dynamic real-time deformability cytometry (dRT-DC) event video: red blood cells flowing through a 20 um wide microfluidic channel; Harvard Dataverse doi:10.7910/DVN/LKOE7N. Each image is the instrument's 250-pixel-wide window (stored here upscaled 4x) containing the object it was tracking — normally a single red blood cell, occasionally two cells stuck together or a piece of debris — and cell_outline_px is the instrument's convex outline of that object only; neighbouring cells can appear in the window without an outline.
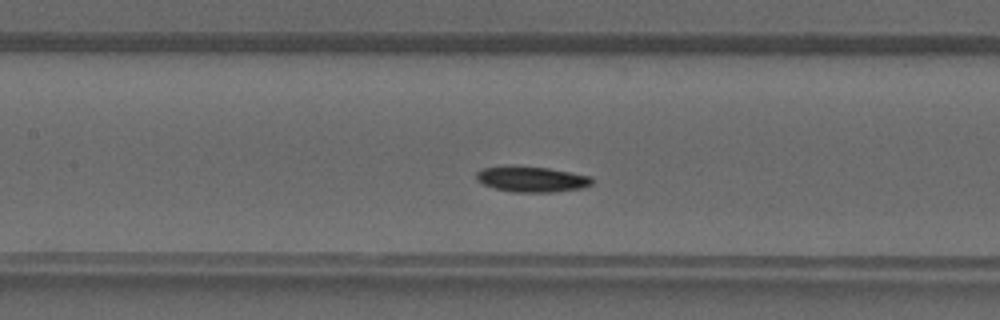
{"species": "common noctule bat (a hibernating species)", "species_latin": "Nyctalus noctula", "temperature_condition": "warm", "stored_images_in_passage": 33, "camera_frame_rate_fps": 3000, "um_per_image_px": 0.085, "animal": {"sex": "male", "forearm_length_mm": 52.5}, "frame": {"image": 1, "passage_image": 14, "time_ms": 4.333, "image_size_px": [1000, 320], "cell_outline_px": [[592, 184], [580, 188], [552, 192], [512, 192], [496, 188], [484, 184], [476, 180], [476, 172], [484, 168], [548, 168], [592, 176]], "centroid_in_image_um": [45.24, 15.26], "position_along_channel_um": 162.2, "area_um2": 16.47}}
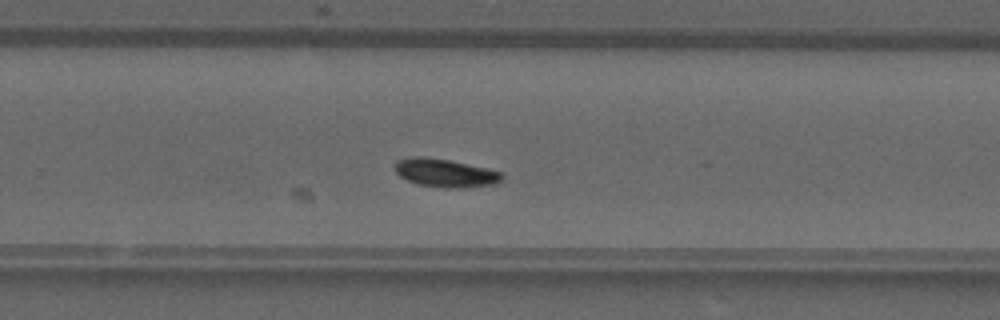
{"frame": {"image": 2, "passage_image": 22, "time_ms": 7.0, "image_size_px": [1000, 320], "cell_outline_px": [[504, 180], [496, 184], [464, 188], [444, 188], [416, 184], [400, 176], [392, 168], [392, 164], [396, 160], [412, 156], [420, 156], [448, 160], [504, 172]], "centroid_in_image_um": [37.84, 14.71], "position_along_channel_um": 292.0, "area_um2": 17.98}}
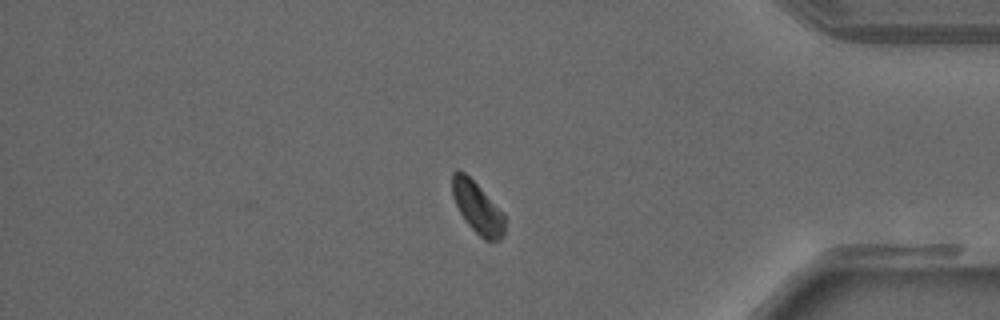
{"frame": {"image": 3, "passage_image": 30, "time_ms": 9.667, "image_size_px": [1000, 320], "cell_outline_px": [[504, 236], [500, 240], [484, 240], [468, 224], [460, 212], [452, 196], [452, 172], [456, 168], [464, 172], [504, 212]], "centroid_in_image_um": [40.58, 17.64], "position_along_channel_um": 394.6, "area_um2": 15.61}}